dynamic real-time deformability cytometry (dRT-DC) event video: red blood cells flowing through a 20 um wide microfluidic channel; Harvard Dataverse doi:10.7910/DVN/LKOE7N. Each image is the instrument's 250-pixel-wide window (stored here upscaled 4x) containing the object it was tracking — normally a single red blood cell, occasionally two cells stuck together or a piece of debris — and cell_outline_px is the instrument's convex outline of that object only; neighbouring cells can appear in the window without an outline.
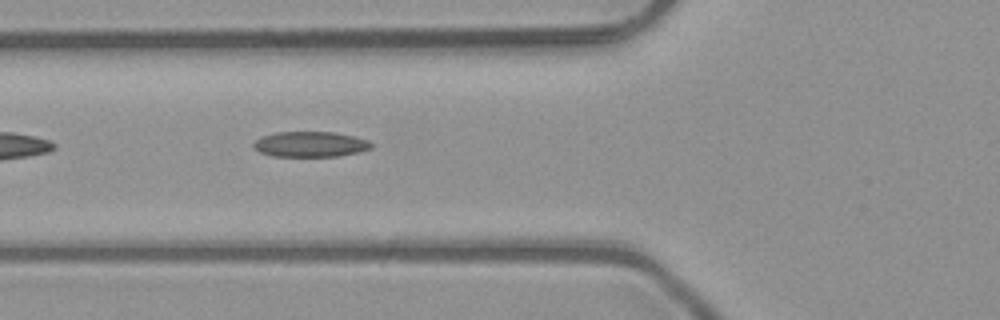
{"species": "common noctule bat (a hibernating species)", "species_latin": "Nyctalus noctula", "temperature_condition": "room temperature", "stored_images_in_passage": 8, "camera_frame_rate_fps": 3000, "um_per_image_px": 0.085, "animal": {"sex": "male", "body_mass_g": 23.1, "forearm_length_mm": 52.7}, "frame": {"image": 1, "passage_image": 7, "time_ms": 2.0, "image_size_px": [1000, 320], "cell_outline_px": [[372, 148], [340, 156], [272, 156], [260, 152], [252, 144], [256, 140], [264, 136], [276, 132], [336, 132], [368, 140], [372, 144]], "centroid_in_image_um": [26.39, 12.26], "position_along_channel_um": 99.4, "area_um2": 17.22}}